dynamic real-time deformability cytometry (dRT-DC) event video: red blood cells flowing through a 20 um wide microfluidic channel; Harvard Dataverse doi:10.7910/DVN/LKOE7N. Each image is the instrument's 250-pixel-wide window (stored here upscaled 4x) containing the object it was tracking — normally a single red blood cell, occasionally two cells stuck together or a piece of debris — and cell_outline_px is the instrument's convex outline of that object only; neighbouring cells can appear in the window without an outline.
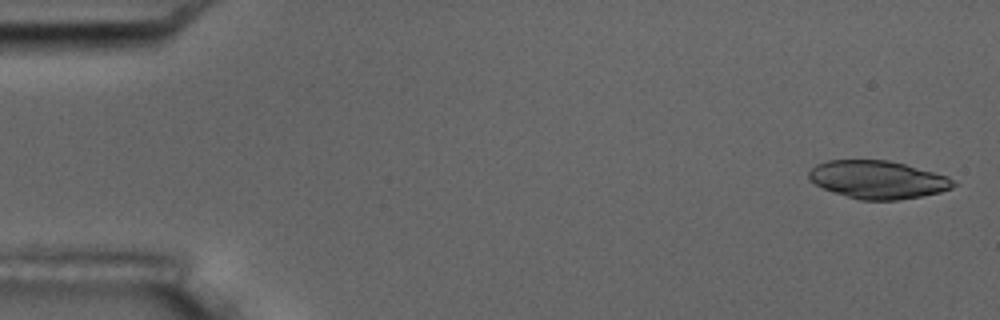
{"species": "common noctule bat (a hibernating species)", "species_latin": "Nyctalus noctula", "temperature_condition": "room temperature", "stored_images_in_passage": 5, "camera_frame_rate_fps": 3000, "um_per_image_px": 0.085, "animal": {"sex": "male", "body_mass_g": 17.5, "forearm_length_mm": 52.3}, "frame": {"image": 1, "passage_image": 1, "time_ms": 0.0, "image_size_px": [1000, 320], "cell_outline_px": [[960, 184], [952, 188], [940, 192], [920, 196], [896, 200], [860, 200], [832, 192], [808, 180], [808, 172], [816, 164], [828, 160], [888, 160], [904, 164], [948, 176]], "centroid_in_image_um": [74.62, 15.27], "position_along_channel_um": 10.4, "area_um2": 32.02}}